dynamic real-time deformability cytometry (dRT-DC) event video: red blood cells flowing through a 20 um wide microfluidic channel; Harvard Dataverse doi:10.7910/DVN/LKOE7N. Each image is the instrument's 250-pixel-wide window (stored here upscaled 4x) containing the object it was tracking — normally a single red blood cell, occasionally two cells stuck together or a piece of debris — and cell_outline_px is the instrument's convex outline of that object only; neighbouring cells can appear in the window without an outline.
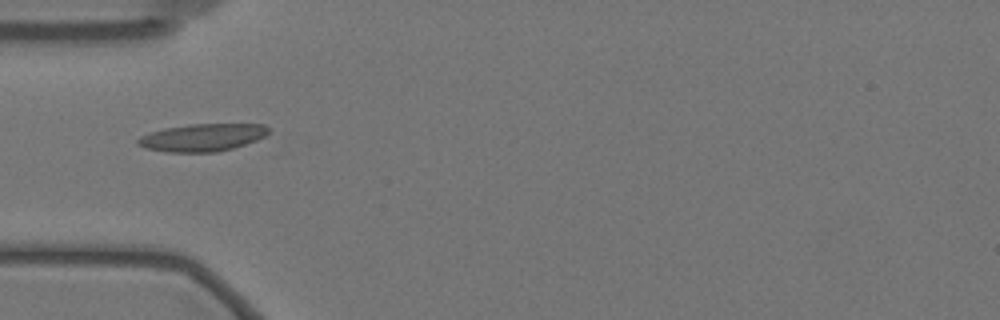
{"species": "Egyptian fruit bat (a non-hibernating species)", "species_latin": "Rousettus aegyptiacus", "temperature_condition": "warm", "stored_images_in_passage": 27, "camera_frame_rate_fps": 3000, "um_per_image_px": 0.085, "animal": {"sex": "female"}, "frame": {"image": 1, "passage_image": 1, "time_ms": 0.0, "image_size_px": [1000, 320], "cell_outline_px": [[268, 132], [264, 136], [256, 140], [232, 148], [216, 152], [164, 152], [144, 148], [136, 144], [136, 140], [140, 136], [164, 128], [188, 124], [264, 124], [268, 128]], "centroid_in_image_um": [17.15, 11.69], "position_along_channel_um": 67.9, "area_um2": 20.92}}
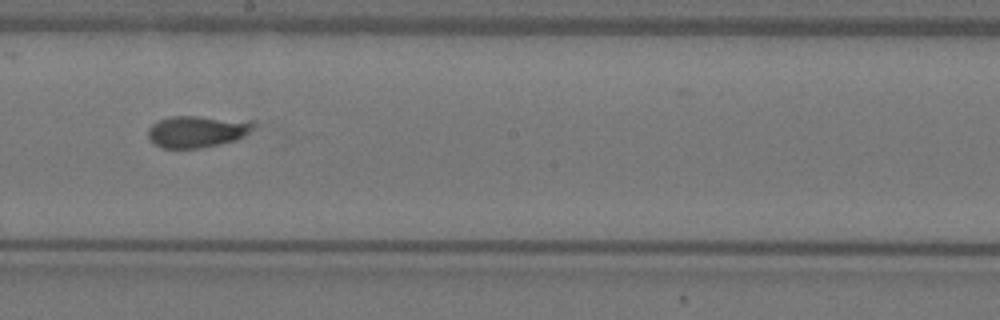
{"frame": {"image": 2, "passage_image": 15, "time_ms": 4.667, "image_size_px": [1000, 320], "cell_outline_px": [[256, 124], [244, 136], [236, 140], [200, 148], [164, 148], [156, 144], [148, 136], [148, 128], [152, 124], [160, 120], [172, 116], [196, 116], [256, 120]], "centroid_in_image_um": [16.8, 11.16], "position_along_channel_um": 231.4, "area_um2": 19.54}}
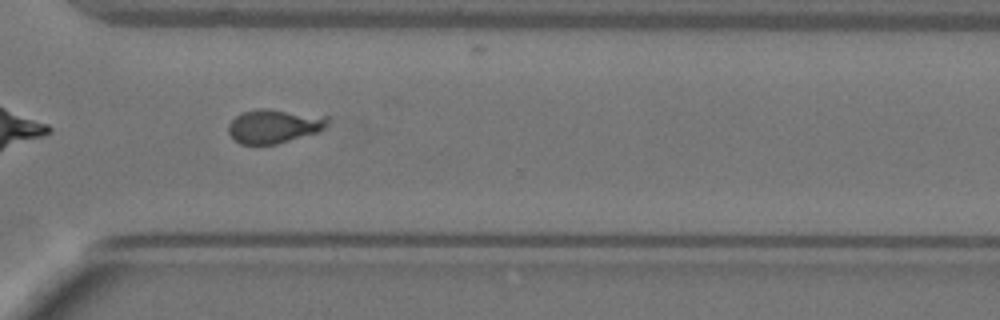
{"frame": {"image": 3, "passage_image": 25, "time_ms": 8.0, "image_size_px": [1000, 320], "cell_outline_px": [[332, 120], [320, 132], [276, 144], [240, 144], [228, 132], [228, 124], [240, 112], [260, 108], [268, 108], [332, 116]], "centroid_in_image_um": [23.37, 10.69], "position_along_channel_um": 347.2, "area_um2": 20.06}, "authors_computed_cell_mechanics": {"area_um2": 19.7098, "velocity_mm_per_s": 3.49, "shape_relaxation_time_tau1_ms": 4.0022, "shape_relaxation_time_tau2_ms": null, "deformation_change_tau1": 0.1678, "deformation_change_tau2": null}}